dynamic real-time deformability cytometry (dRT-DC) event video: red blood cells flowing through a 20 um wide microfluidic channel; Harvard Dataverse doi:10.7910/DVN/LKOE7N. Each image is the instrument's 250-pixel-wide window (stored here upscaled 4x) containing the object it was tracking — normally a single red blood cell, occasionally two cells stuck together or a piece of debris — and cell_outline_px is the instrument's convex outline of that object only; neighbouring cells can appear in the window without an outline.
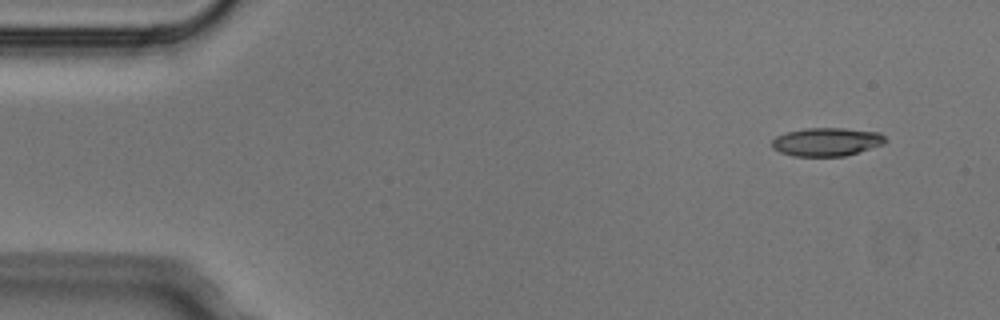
{"species": "Egyptian fruit bat (a non-hibernating species)", "species_latin": "Rousettus aegyptiacus", "temperature_condition": "cold", "stored_images_in_passage": 3, "camera_frame_rate_fps": 3000, "um_per_image_px": 0.085, "animal": {"sex": "male"}, "frame": {"image": 1, "passage_image": 1, "time_ms": 0.0, "image_size_px": [1000, 320], "cell_outline_px": [[888, 140], [884, 144], [844, 156], [792, 156], [780, 152], [772, 148], [772, 140], [776, 136], [788, 132], [804, 128], [844, 128], [880, 132]], "centroid_in_image_um": [70.27, 12.05], "position_along_channel_um": 14.7, "area_um2": 18.79}}
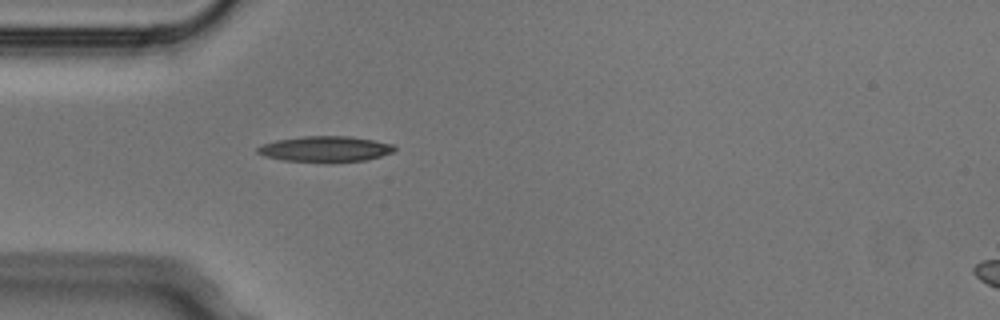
{"frame": {"image": 2, "passage_image": 3, "time_ms": 0.667, "image_size_px": [1000, 320], "cell_outline_px": [[396, 148], [392, 152], [380, 156], [364, 160], [332, 164], [324, 164], [284, 160], [264, 156], [256, 152], [256, 148], [260, 144], [276, 140], [304, 136], [348, 136], [372, 140], [392, 144]], "centroid_in_image_um": [27.59, 12.69], "position_along_channel_um": 57.4, "area_um2": 20.98}}